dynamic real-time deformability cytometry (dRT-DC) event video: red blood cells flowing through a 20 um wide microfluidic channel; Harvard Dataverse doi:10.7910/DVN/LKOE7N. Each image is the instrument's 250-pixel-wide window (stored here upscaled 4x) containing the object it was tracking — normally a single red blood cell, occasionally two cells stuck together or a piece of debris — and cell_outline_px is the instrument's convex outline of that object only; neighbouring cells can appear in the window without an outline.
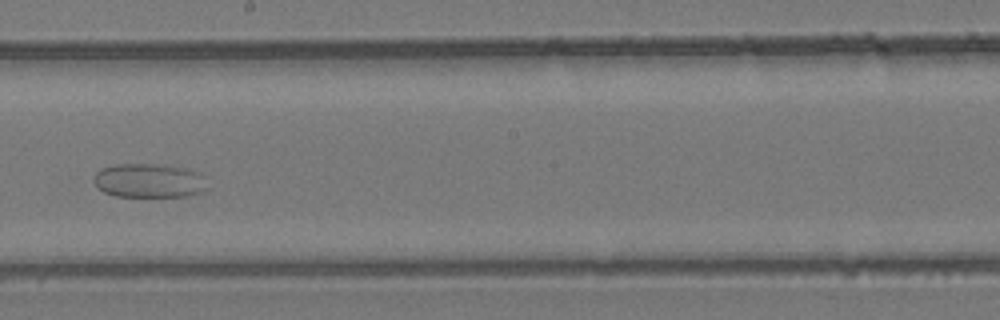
{"species": "common noctule bat (a hibernating species)", "species_latin": "Nyctalus noctula", "temperature_condition": "room temperature", "stored_images_in_passage": 45, "camera_frame_rate_fps": 3000, "um_per_image_px": 0.085, "animal": {"sex": "female", "body_mass_g": 24.6, "forearm_length_mm": 56.2}, "frame": {"image": 1, "passage_image": 25, "time_ms": 8.0, "image_size_px": [1000, 320], "cell_outline_px": [[208, 188], [200, 192], [188, 196], [116, 196], [104, 192], [96, 188], [92, 180], [96, 172], [100, 168], [116, 164], [152, 164], [188, 168], [196, 172]], "centroid_in_image_um": [12.58, 15.35], "position_along_channel_um": 235.6, "area_um2": 22.43}}
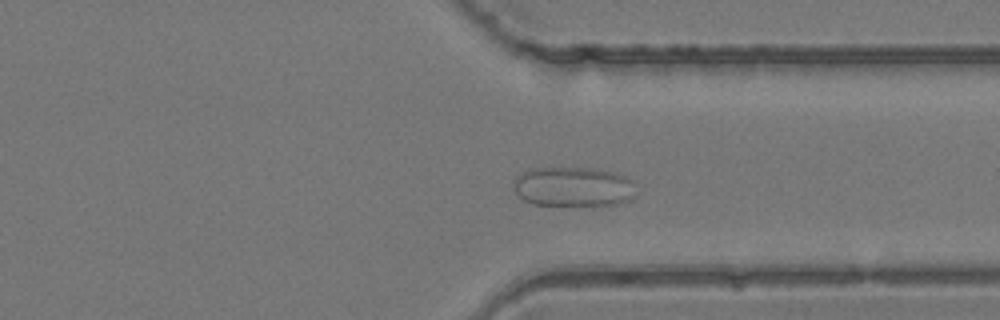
{"frame": {"image": 2, "passage_image": 34, "time_ms": 11.0, "image_size_px": [1000, 320], "cell_outline_px": [[636, 196], [628, 200], [616, 204], [532, 204], [524, 200], [516, 192], [512, 180], [516, 176], [532, 168], [588, 168], [616, 172], [628, 176], [632, 180]], "centroid_in_image_um": [48.75, 15.85], "position_along_channel_um": 362.7, "area_um2": 28.09}}
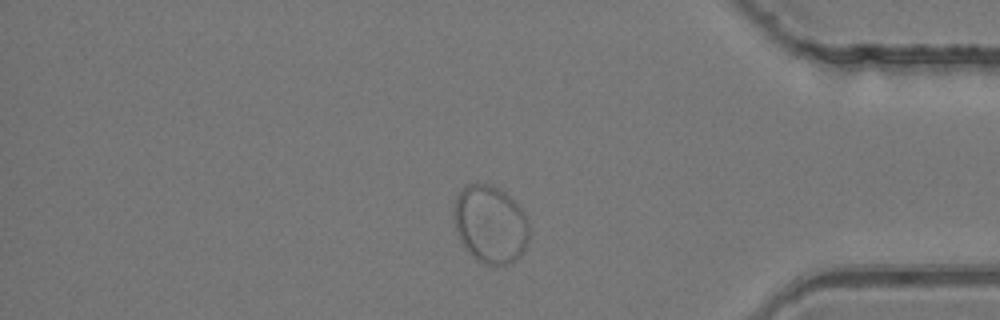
{"frame": {"image": 3, "passage_image": 38, "time_ms": 12.333, "image_size_px": [1000, 320], "cell_outline_px": [[528, 240], [524, 252], [516, 260], [508, 264], [488, 264], [476, 260], [468, 252], [460, 240], [452, 216], [452, 212], [456, 196], [464, 184], [488, 184], [504, 192], [524, 212], [528, 220]], "centroid_in_image_um": [41.65, 19.07], "position_along_channel_um": 393.5, "area_um2": 34.16}}